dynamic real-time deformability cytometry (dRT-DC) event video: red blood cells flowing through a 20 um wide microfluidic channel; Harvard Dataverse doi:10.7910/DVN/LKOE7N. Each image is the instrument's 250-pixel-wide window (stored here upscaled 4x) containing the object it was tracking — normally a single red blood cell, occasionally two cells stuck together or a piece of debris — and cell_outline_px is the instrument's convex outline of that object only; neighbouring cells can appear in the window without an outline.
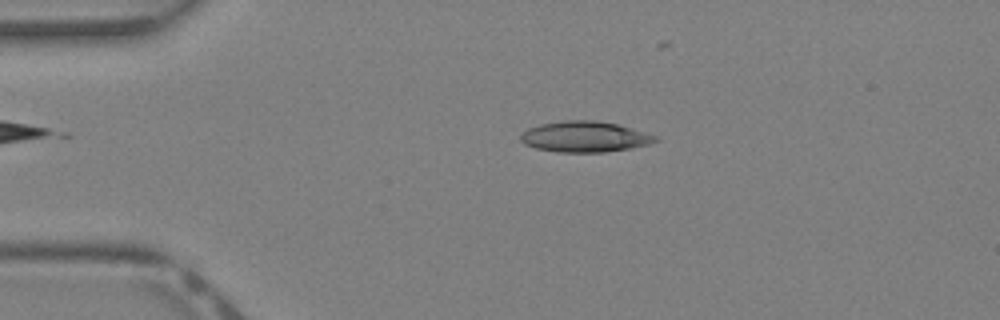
{"species": "Egyptian fruit bat (a non-hibernating species)", "species_latin": "Rousettus aegyptiacus", "temperature_condition": "warm", "stored_images_in_passage": 34, "camera_frame_rate_fps": 3000, "um_per_image_px": 0.085, "animal": {"sex": "female"}, "frame": {"image": 1, "passage_image": 3, "time_ms": 0.667, "image_size_px": [1000, 320], "cell_outline_px": [[660, 140], [648, 144], [632, 148], [604, 152], [556, 152], [536, 148], [524, 144], [520, 140], [520, 136], [528, 128], [540, 124], [564, 120], [596, 120], [620, 124], [656, 136]], "centroid_in_image_um": [49.71, 11.62], "position_along_channel_um": 35.3, "area_um2": 24.28}}
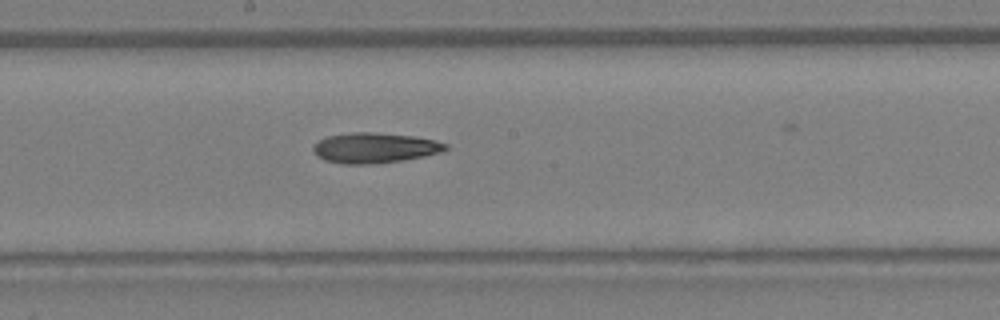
{"frame": {"image": 2, "passage_image": 16, "time_ms": 5.0, "image_size_px": [1000, 320], "cell_outline_px": [[448, 148], [440, 152], [424, 156], [404, 160], [376, 164], [344, 164], [324, 160], [316, 156], [312, 152], [312, 144], [328, 136], [352, 132], [372, 132], [412, 136], [436, 140], [448, 144]], "centroid_in_image_um": [31.81, 12.57], "position_along_channel_um": 216.4, "area_um2": 23.52}}
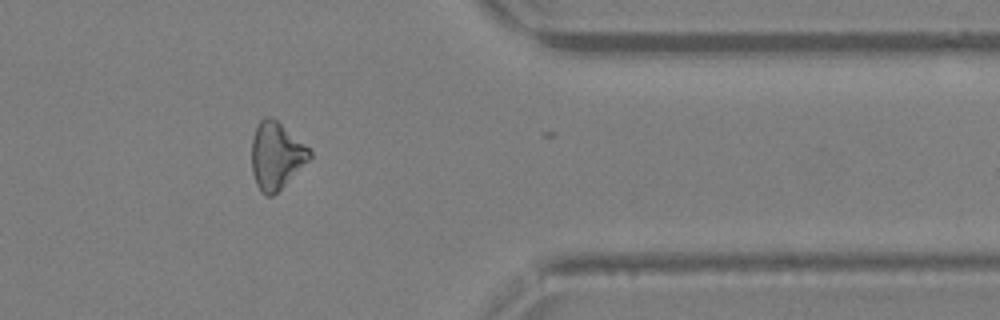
{"frame": {"image": 3, "passage_image": 27, "time_ms": 8.667, "image_size_px": [1000, 320], "cell_outline_px": [[312, 160], [272, 196], [268, 196], [260, 192], [256, 184], [252, 172], [252, 136], [260, 120], [264, 116], [272, 116], [308, 148], [312, 152]], "centroid_in_image_um": [23.48, 13.24], "position_along_channel_um": 387.9, "area_um2": 22.72}}